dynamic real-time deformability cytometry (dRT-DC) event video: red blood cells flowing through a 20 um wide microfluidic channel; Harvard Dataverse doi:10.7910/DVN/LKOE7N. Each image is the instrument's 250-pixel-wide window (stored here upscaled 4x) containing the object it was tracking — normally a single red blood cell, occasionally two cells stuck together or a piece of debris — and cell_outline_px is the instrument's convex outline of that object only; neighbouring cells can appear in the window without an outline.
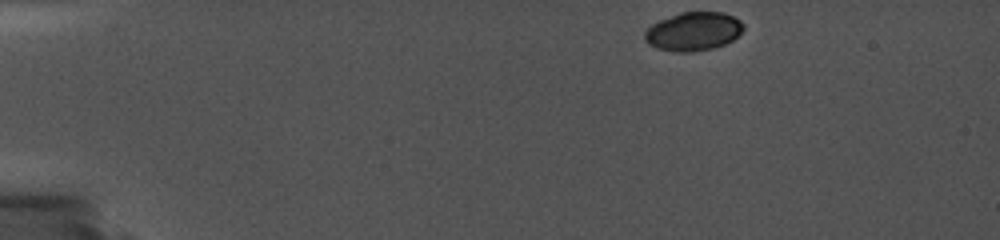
{"species": "common noctule bat (a hibernating species)", "species_latin": "Nyctalus noctula", "temperature_condition": "cold", "stored_images_in_passage": 13, "camera_frame_rate_fps": 5000, "um_per_image_px": 0.085, "animal": {"sex": "female", "body_mass_g": 19.0, "forearm_length_mm": 56.7}, "frame": {"image": 1, "passage_image": 1, "time_ms": 0.0, "image_size_px": [1000, 240], "cell_outline_px": [[744, 28], [732, 40], [724, 44], [712, 48], [692, 52], [676, 52], [656, 48], [648, 44], [644, 40], [644, 32], [652, 24], [660, 20], [680, 12], [724, 12], [740, 20], [744, 24]], "centroid_in_image_um": [58.91, 2.67], "position_along_channel_um": 26.1, "area_um2": 22.2}}
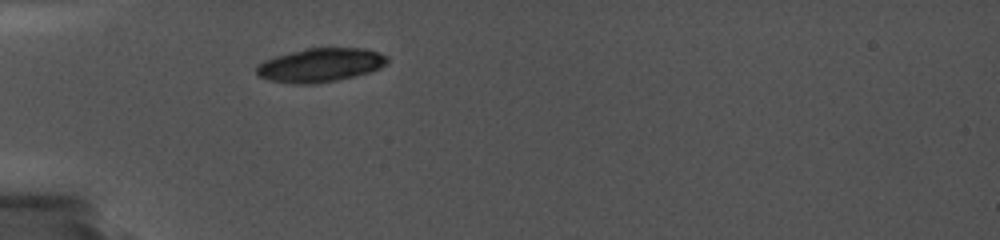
{"frame": {"image": 2, "passage_image": 11, "time_ms": 3.2, "image_size_px": [1000, 240], "cell_outline_px": [[388, 64], [372, 72], [336, 80], [312, 84], [292, 84], [268, 80], [260, 76], [256, 72], [256, 68], [264, 60], [276, 56], [308, 48], [364, 48], [388, 56]], "centroid_in_image_um": [27.26, 5.54], "position_along_channel_um": 57.7, "area_um2": 25.66}}